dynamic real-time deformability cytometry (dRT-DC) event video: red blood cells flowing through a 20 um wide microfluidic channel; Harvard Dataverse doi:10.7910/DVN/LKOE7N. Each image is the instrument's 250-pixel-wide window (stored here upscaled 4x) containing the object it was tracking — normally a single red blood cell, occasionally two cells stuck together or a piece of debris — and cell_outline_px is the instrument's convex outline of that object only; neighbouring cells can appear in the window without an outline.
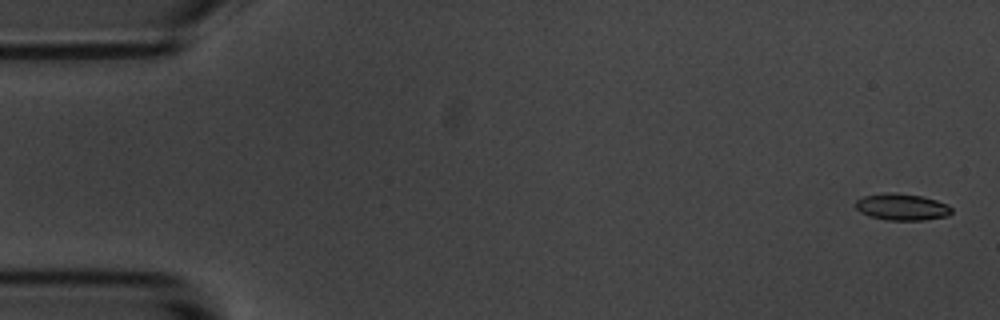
{"species": "common noctule bat (a hibernating species)", "species_latin": "Nyctalus noctula", "temperature_condition": "room temperature", "stored_images_in_passage": 5, "camera_frame_rate_fps": 3000, "um_per_image_px": 0.085, "animal": {"sex": "male", "body_mass_g": 20.1, "forearm_length_mm": 53.5}, "frame": {"image": 1, "passage_image": 1, "time_ms": 0.0, "image_size_px": [1000, 320], "cell_outline_px": [[952, 212], [948, 216], [924, 220], [888, 220], [868, 216], [860, 212], [852, 204], [856, 200], [864, 196], [888, 192], [892, 192], [920, 196], [936, 200], [948, 204], [952, 208]], "centroid_in_image_um": [76.64, 17.59], "position_along_channel_um": 8.4, "area_um2": 15.03}}
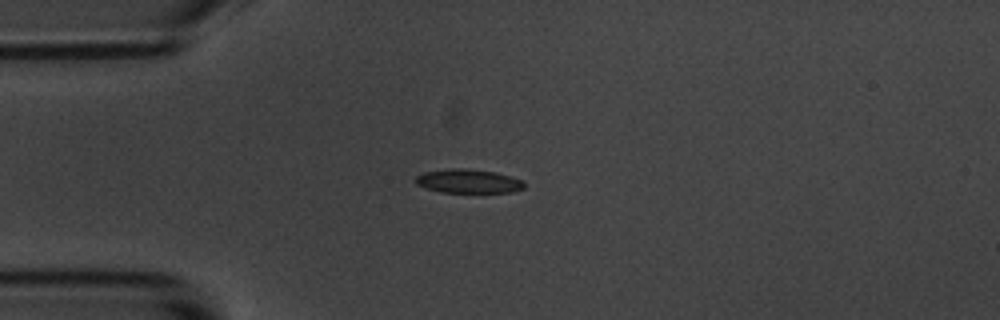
{"frame": {"image": 2, "passage_image": 5, "time_ms": 4.333, "image_size_px": [1000, 320], "cell_outline_px": [[524, 188], [512, 192], [440, 192], [424, 188], [416, 184], [416, 176], [424, 172], [452, 168], [464, 168], [496, 172], [520, 180], [524, 184]], "centroid_in_image_um": [39.76, 15.4], "position_along_channel_um": 45.2, "area_um2": 14.97}}